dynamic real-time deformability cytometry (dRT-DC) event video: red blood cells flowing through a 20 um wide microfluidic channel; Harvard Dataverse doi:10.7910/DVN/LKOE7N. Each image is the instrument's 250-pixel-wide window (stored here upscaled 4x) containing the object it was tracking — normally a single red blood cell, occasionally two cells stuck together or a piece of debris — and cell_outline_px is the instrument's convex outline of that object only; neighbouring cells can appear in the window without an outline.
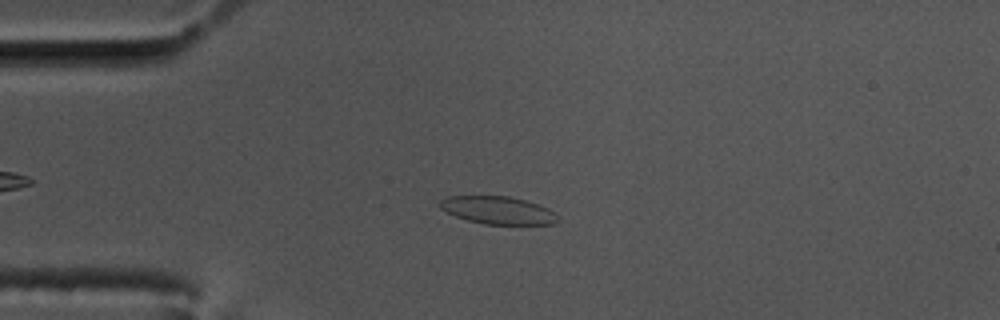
{"species": "common noctule bat (a hibernating species)", "species_latin": "Nyctalus noctula", "temperature_condition": "cold", "stored_images_in_passage": 59, "camera_frame_rate_fps": 3000, "um_per_image_px": 0.085, "animal": {"sex": "male", "body_mass_g": 17.5, "forearm_length_mm": 52.3}, "frame": {"image": 1, "passage_image": 15, "time_ms": 4.667, "image_size_px": [1000, 320], "cell_outline_px": [[560, 220], [556, 224], [484, 224], [468, 220], [456, 216], [440, 208], [440, 200], [448, 196], [508, 196], [524, 200], [548, 208]], "centroid_in_image_um": [42.32, 17.87], "position_along_channel_um": 42.7, "area_um2": 18.79}}
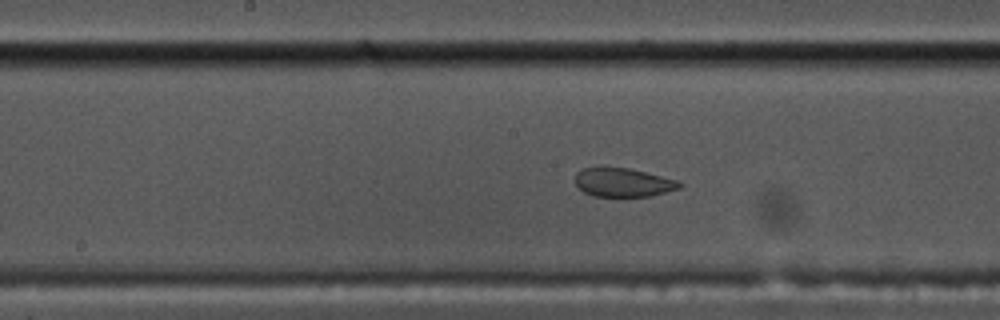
{"frame": {"image": 2, "passage_image": 30, "time_ms": 9.667, "image_size_px": [1000, 320], "cell_outline_px": [[684, 184], [680, 188], [648, 196], [592, 196], [584, 192], [576, 184], [576, 172], [580, 168], [628, 168], [680, 180]], "centroid_in_image_um": [52.99, 15.5], "position_along_channel_um": 195.2, "area_um2": 17.34}}
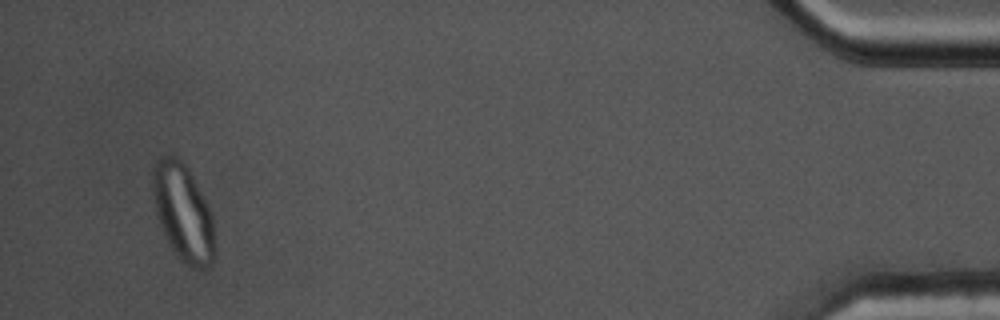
{"frame": {"image": 3, "passage_image": 56, "time_ms": 18.333, "image_size_px": [1000, 320], "cell_outline_px": [[216, 260], [212, 264], [204, 268], [192, 268], [184, 264], [180, 260], [172, 248], [160, 224], [156, 212], [152, 188], [152, 168], [156, 160], [160, 156], [176, 156], [188, 168], [212, 216], [216, 248]], "centroid_in_image_um": [15.58, 18.1], "position_along_channel_um": 419.6, "area_um2": 34.97}}